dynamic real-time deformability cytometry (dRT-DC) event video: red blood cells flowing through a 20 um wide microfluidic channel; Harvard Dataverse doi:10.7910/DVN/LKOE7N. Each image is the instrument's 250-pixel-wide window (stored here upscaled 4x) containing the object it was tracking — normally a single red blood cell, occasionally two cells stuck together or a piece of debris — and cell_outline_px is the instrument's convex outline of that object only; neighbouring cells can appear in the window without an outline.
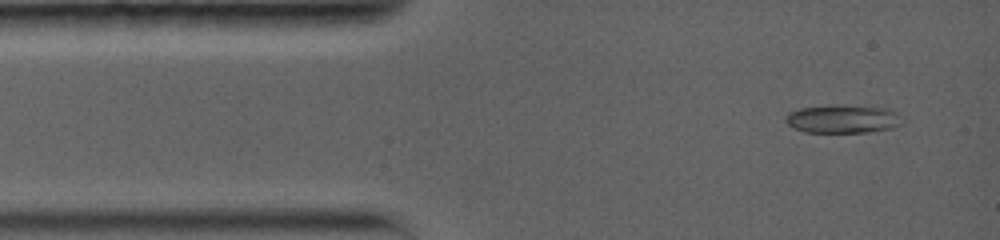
{"species": "common noctule bat (a hibernating species)", "species_latin": "Nyctalus noctula", "temperature_condition": "warm", "stored_images_in_passage": 6, "camera_frame_rate_fps": 5000, "um_per_image_px": 0.085, "animal": {"sex": "female", "body_mass_g": 19.0, "forearm_length_mm": 56.7}, "frame": {"image": 1, "passage_image": 1, "time_ms": 0.0, "image_size_px": [1000, 240], "cell_outline_px": [[904, 124], [892, 128], [868, 132], [804, 132], [792, 128], [784, 120], [784, 116], [788, 112], [800, 108], [844, 104], [884, 108], [896, 112]], "centroid_in_image_um": [71.6, 10.11], "position_along_channel_um": 13.4, "area_um2": 19.42}}
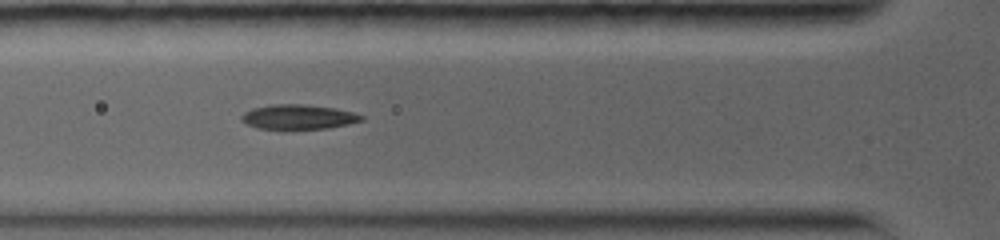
{"frame": {"image": 2, "passage_image": 5, "time_ms": 3.6, "image_size_px": [1000, 240], "cell_outline_px": [[364, 120], [348, 124], [328, 128], [280, 132], [256, 128], [240, 120], [240, 116], [244, 112], [252, 108], [272, 104], [304, 104], [336, 108], [352, 112], [364, 116]], "centroid_in_image_um": [25.3, 9.98], "position_along_channel_um": 100.5, "area_um2": 18.15}}
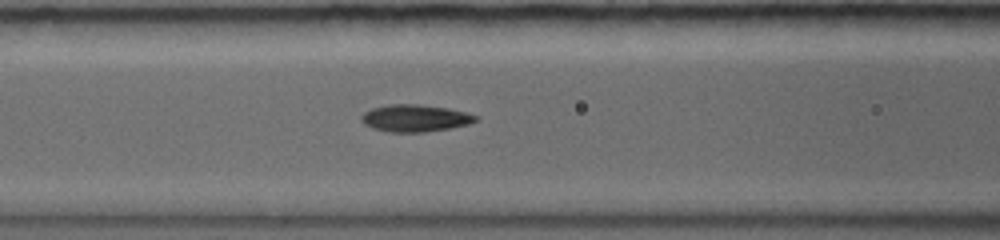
{"frame": {"image": 3, "passage_image": 6, "time_ms": 4.4, "image_size_px": [1000, 240], "cell_outline_px": [[480, 116], [476, 120], [468, 124], [452, 128], [424, 132], [388, 132], [372, 128], [364, 124], [360, 120], [360, 116], [364, 112], [372, 108], [388, 104], [420, 104], [448, 108], [468, 112]], "centroid_in_image_um": [35.28, 10.04], "position_along_channel_um": 131.3, "area_um2": 18.32}}